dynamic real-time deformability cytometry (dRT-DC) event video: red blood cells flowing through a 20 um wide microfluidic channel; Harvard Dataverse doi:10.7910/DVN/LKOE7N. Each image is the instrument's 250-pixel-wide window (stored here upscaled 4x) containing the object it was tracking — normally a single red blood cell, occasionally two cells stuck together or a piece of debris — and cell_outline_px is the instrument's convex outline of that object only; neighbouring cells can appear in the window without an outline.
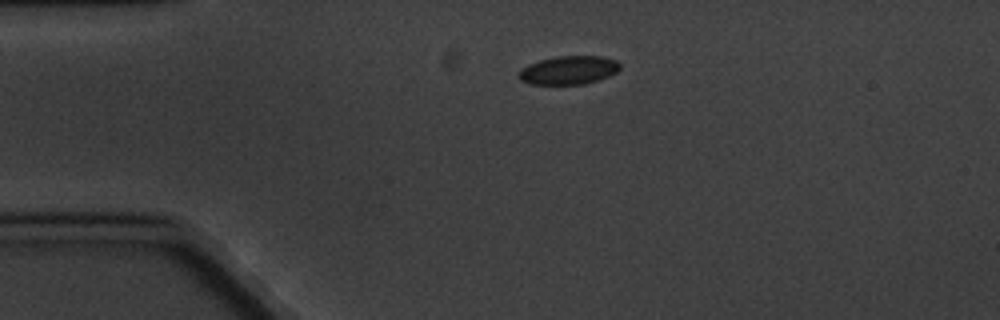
{"species": "common noctule bat (a hibernating species)", "species_latin": "Nyctalus noctula", "temperature_condition": "cold", "stored_images_in_passage": 2, "camera_frame_rate_fps": 3000, "um_per_image_px": 0.085, "animal": {"sex": "male", "body_mass_g": 20.1, "forearm_length_mm": 53.5}, "frame": {"image": 1, "passage_image": 1, "time_ms": 0.0, "image_size_px": [1000, 320], "cell_outline_px": [[620, 68], [616, 72], [608, 76], [584, 84], [528, 84], [520, 80], [516, 76], [520, 68], [528, 64], [540, 60], [556, 56], [600, 56], [616, 60], [620, 64]], "centroid_in_image_um": [48.28, 5.96], "position_along_channel_um": 36.7, "area_um2": 16.88}}